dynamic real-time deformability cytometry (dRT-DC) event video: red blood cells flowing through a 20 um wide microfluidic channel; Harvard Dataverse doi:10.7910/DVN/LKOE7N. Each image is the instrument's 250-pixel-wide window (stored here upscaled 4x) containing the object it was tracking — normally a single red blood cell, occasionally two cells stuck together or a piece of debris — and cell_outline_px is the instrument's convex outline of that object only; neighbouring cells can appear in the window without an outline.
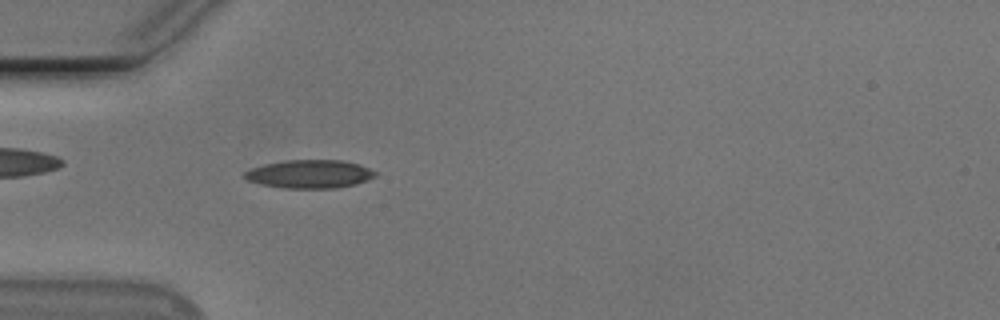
{"species": "Egyptian fruit bat (a non-hibernating species)", "species_latin": "Rousettus aegyptiacus", "temperature_condition": "cold", "stored_images_in_passage": 42, "camera_frame_rate_fps": 3000, "um_per_image_px": 0.085, "animal": {"sex": "male"}, "frame": {"image": 1, "passage_image": 4, "time_ms": 1.0, "image_size_px": [1000, 320], "cell_outline_px": [[376, 176], [368, 180], [356, 184], [336, 188], [288, 188], [260, 184], [248, 180], [244, 176], [244, 172], [252, 168], [264, 164], [284, 160], [340, 160], [356, 164], [368, 168], [376, 172]], "centroid_in_image_um": [26.32, 14.79], "position_along_channel_um": 58.7, "area_um2": 21.39}}
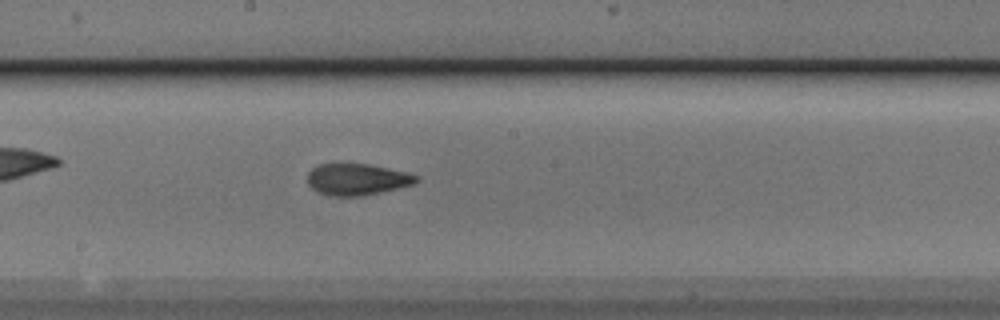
{"frame": {"image": 2, "passage_image": 17, "time_ms": 5.333, "image_size_px": [1000, 320], "cell_outline_px": [[420, 180], [412, 184], [364, 196], [328, 196], [316, 192], [308, 184], [308, 172], [312, 168], [320, 164], [368, 164], [388, 168], [420, 176]], "centroid_in_image_um": [30.32, 15.26], "position_along_channel_um": 217.9, "area_um2": 19.94}}
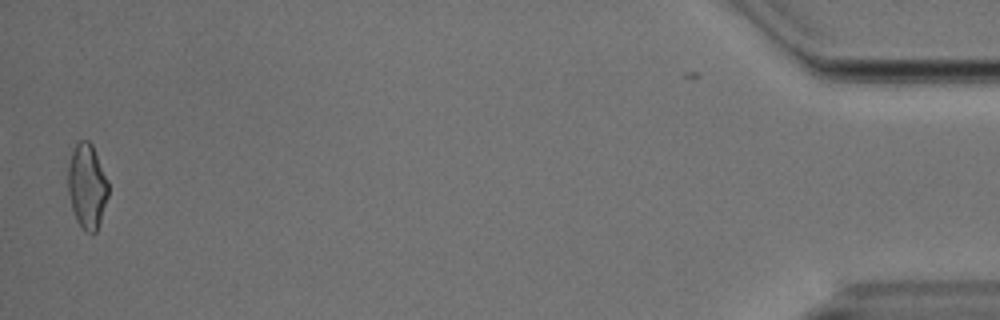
{"frame": {"image": 3, "passage_image": 41, "time_ms": 13.333, "image_size_px": [1000, 320], "cell_outline_px": [[108, 196], [96, 232], [84, 232], [76, 220], [72, 208], [68, 192], [68, 164], [72, 148], [80, 140], [88, 140], [92, 144], [108, 180]], "centroid_in_image_um": [7.39, 15.8], "position_along_channel_um": 427.8, "area_um2": 19.94}, "authors_computed_cell_mechanics": {"area_um2": 19.941, "velocity_mm_per_s": 3.7709, "shape_relaxation_time_tau1_ms": 5.5418, "shape_relaxation_time_tau2_ms": 2.0566, "deformation_change_tau1": 0.1705, "deformation_change_tau2": 0.0918}}